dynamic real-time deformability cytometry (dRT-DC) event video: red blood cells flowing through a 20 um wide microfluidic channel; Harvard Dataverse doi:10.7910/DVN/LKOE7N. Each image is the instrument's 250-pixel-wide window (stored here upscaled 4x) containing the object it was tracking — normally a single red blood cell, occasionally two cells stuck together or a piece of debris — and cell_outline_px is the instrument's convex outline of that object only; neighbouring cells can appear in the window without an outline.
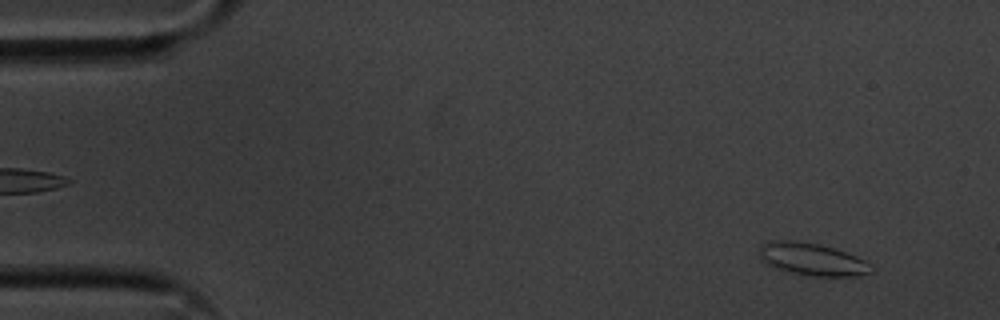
{"species": "common noctule bat (a hibernating species)", "species_latin": "Nyctalus noctula", "temperature_condition": "cold", "stored_images_in_passage": 55, "camera_frame_rate_fps": 3000, "um_per_image_px": 0.085, "animal": {"sex": "male", "body_mass_g": 20.1, "forearm_length_mm": 53.5}, "frame": {"image": 1, "passage_image": 4, "time_ms": 1.0, "image_size_px": [1000, 320], "cell_outline_px": [[872, 272], [860, 276], [812, 276], [788, 272], [764, 264], [760, 260], [760, 244], [776, 240], [788, 240], [820, 244], [856, 256], [872, 264]], "centroid_in_image_um": [69.02, 22.05], "position_along_channel_um": 16.0, "area_um2": 21.21}}
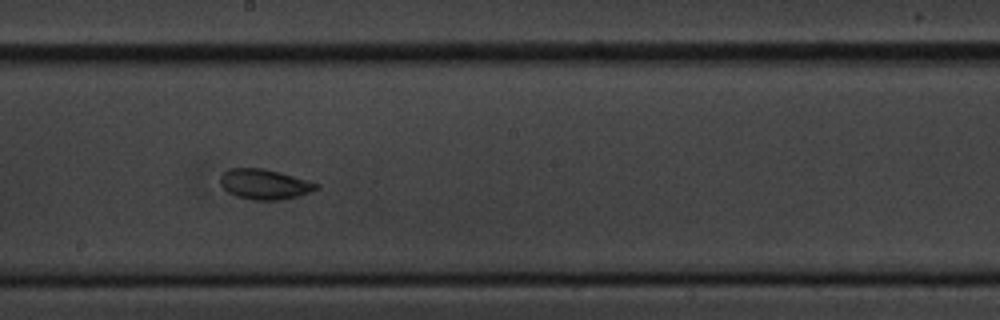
{"frame": {"image": 2, "passage_image": 30, "time_ms": 9.667, "image_size_px": [1000, 320], "cell_outline_px": [[320, 188], [312, 192], [300, 196], [284, 200], [252, 200], [236, 196], [228, 192], [220, 184], [220, 176], [228, 168], [264, 168], [280, 172], [320, 184]], "centroid_in_image_um": [22.52, 15.67], "position_along_channel_um": 225.7, "area_um2": 17.17}}
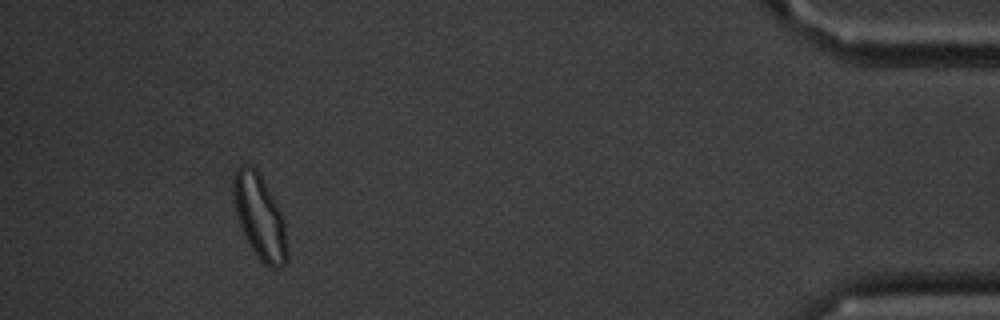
{"frame": {"image": 3, "passage_image": 51, "time_ms": 16.667, "image_size_px": [1000, 320], "cell_outline_px": [[288, 260], [284, 264], [276, 268], [272, 268], [264, 264], [260, 260], [244, 236], [236, 212], [232, 192], [232, 180], [236, 172], [244, 164], [256, 168], [260, 172], [284, 216], [288, 244]], "centroid_in_image_um": [22.11, 18.44], "position_along_channel_um": 413.1, "area_um2": 26.7}, "authors_computed_cell_mechanics": {"area_um2": 18.7272, "velocity_mm_per_s": 3.57, "shape_relaxation_time_tau1_ms": 4.3361, "shape_relaxation_time_tau2_ms": 4.7285, "deformation_change_tau1": 0.0913, "deformation_change_tau2": 0.0664}}